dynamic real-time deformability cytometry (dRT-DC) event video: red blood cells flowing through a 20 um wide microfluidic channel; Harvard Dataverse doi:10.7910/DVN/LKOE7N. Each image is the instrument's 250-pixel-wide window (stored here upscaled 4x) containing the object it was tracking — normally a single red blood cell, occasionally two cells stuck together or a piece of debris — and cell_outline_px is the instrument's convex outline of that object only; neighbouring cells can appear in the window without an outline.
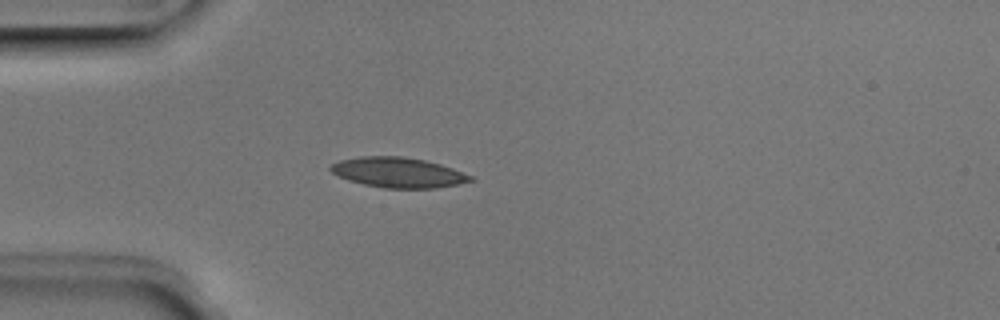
{"species": "Egyptian fruit bat (a non-hibernating species)", "species_latin": "Rousettus aegyptiacus", "temperature_condition": "room temperature", "stored_images_in_passage": 3, "camera_frame_rate_fps": 3000, "um_per_image_px": 0.085, "animal": {"sex": "male"}, "frame": {"image": 1, "passage_image": 3, "time_ms": 0.667, "image_size_px": [1000, 320], "cell_outline_px": [[476, 180], [436, 188], [384, 188], [364, 184], [348, 180], [332, 172], [328, 168], [332, 164], [340, 160], [360, 156], [400, 156], [424, 160], [440, 164], [452, 168], [472, 176]], "centroid_in_image_um": [33.84, 14.66], "position_along_channel_um": 51.2, "area_um2": 24.39}}